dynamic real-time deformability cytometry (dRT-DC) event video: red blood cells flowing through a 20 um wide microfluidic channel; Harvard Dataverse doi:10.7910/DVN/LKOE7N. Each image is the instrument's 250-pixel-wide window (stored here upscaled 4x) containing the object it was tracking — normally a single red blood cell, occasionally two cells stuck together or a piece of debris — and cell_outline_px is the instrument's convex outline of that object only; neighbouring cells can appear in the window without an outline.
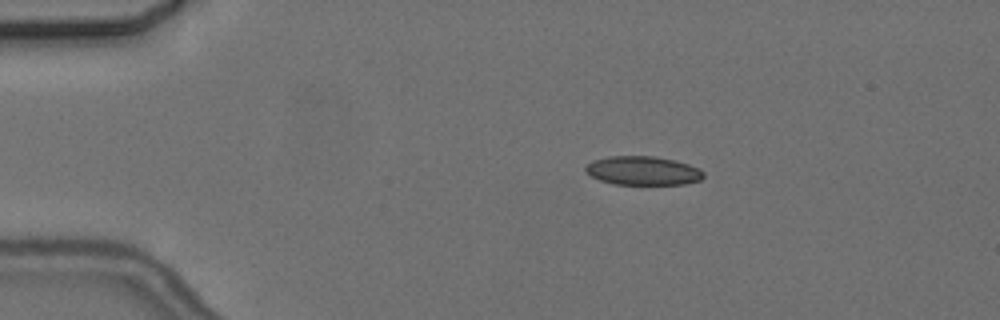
{"species": "common noctule bat (a hibernating species)", "species_latin": "Nyctalus noctula", "temperature_condition": "cold", "stored_images_in_passage": 2, "camera_frame_rate_fps": 3000, "um_per_image_px": 0.085, "animal": {"sex": "female", "body_mass_g": 24.6, "forearm_length_mm": 56.2}, "frame": {"image": 1, "passage_image": 1, "time_ms": 0.0, "image_size_px": [1000, 320], "cell_outline_px": [[704, 176], [700, 180], [684, 184], [612, 184], [600, 180], [584, 172], [584, 168], [592, 160], [608, 156], [652, 156], [676, 160], [700, 168], [704, 172]], "centroid_in_image_um": [54.64, 14.5], "position_along_channel_um": 30.4, "area_um2": 19.94}}